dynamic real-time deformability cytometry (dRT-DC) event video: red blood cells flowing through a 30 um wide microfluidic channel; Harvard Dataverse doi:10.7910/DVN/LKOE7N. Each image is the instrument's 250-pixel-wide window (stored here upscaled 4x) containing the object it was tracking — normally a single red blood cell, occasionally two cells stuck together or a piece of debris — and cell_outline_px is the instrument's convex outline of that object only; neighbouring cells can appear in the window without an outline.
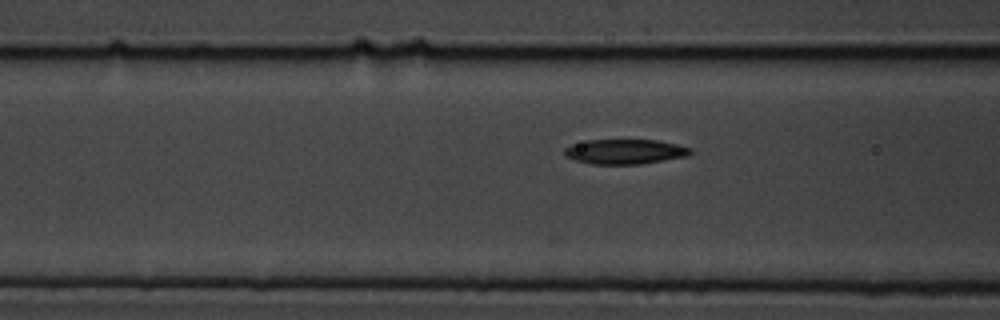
{"species": "common noctule bat (a hibernating species)", "species_latin": "Nyctalus noctula", "temperature_condition": "cold", "stored_images_in_passage": 13, "camera_frame_rate_fps": 3000, "um_per_image_px": 0.085, "animal": {"sex": "male", "body_mass_g": 19.5, "forearm_length_mm": 54.6}, "frame": {"image": 1, "passage_image": 11, "time_ms": 3.333, "image_size_px": [1000, 320], "cell_outline_px": [[692, 152], [688, 156], [640, 164], [592, 164], [576, 160], [564, 156], [564, 148], [572, 144], [588, 140], [656, 140], [676, 144], [692, 148]], "centroid_in_image_um": [53.12, 12.89], "position_along_channel_um": 113.5, "area_um2": 18.21}}